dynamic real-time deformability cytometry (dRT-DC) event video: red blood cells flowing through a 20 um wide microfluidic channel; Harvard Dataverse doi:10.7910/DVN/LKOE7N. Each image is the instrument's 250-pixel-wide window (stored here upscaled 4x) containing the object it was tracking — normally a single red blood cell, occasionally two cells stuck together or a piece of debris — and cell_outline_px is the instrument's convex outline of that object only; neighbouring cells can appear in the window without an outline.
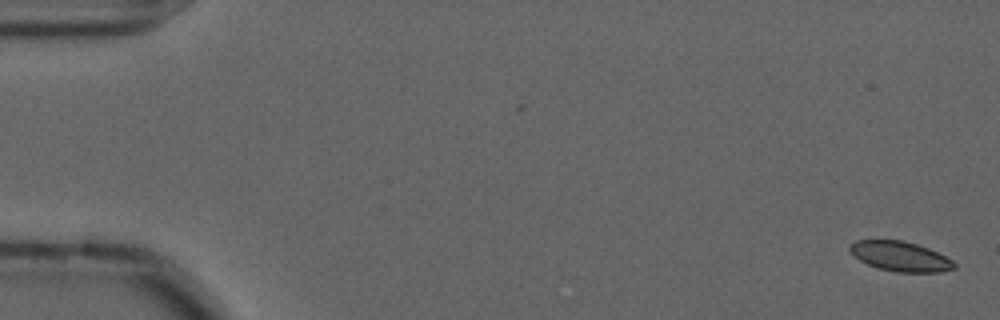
{"species": "common noctule bat (a hibernating species)", "species_latin": "Nyctalus noctula", "temperature_condition": "cold", "stored_images_in_passage": 57, "camera_frame_rate_fps": 3000, "um_per_image_px": 0.085, "animal": {"sex": "male", "forearm_length_mm": 52.5}, "frame": {"image": 1, "passage_image": 1, "time_ms": 0.0, "image_size_px": [1000, 320], "cell_outline_px": [[956, 268], [940, 272], [896, 272], [876, 268], [860, 260], [848, 248], [856, 240], [904, 240], [928, 248], [952, 260], [956, 264]], "centroid_in_image_um": [76.54, 21.8], "position_along_channel_um": 8.5, "area_um2": 17.98}}
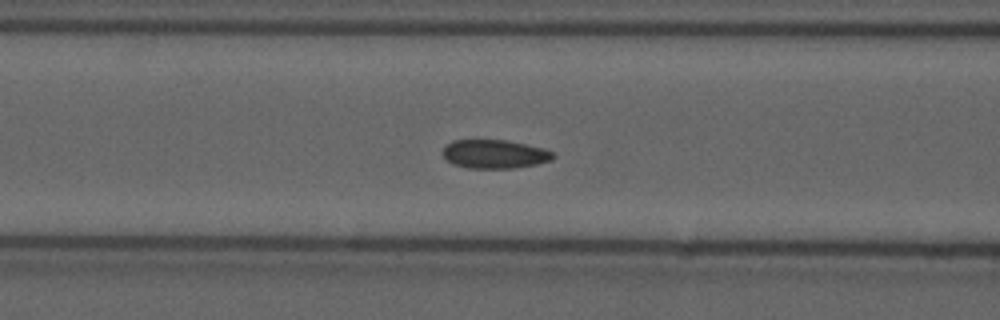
{"frame": {"image": 2, "passage_image": 23, "time_ms": 7.333, "image_size_px": [1000, 320], "cell_outline_px": [[556, 156], [552, 160], [536, 164], [512, 168], [468, 168], [452, 164], [444, 156], [444, 148], [452, 140], [504, 140], [544, 148], [556, 152]], "centroid_in_image_um": [42.09, 13.1], "position_along_channel_um": 124.5, "area_um2": 18.38}}
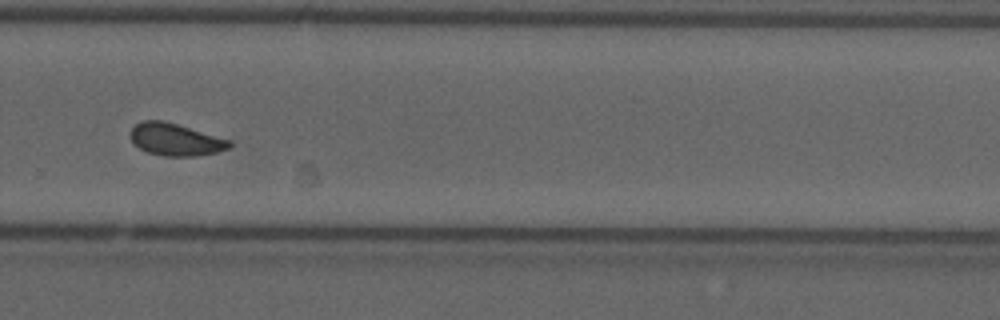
{"frame": {"image": 3, "passage_image": 39, "time_ms": 12.667, "image_size_px": [1000, 320], "cell_outline_px": [[232, 144], [228, 148], [216, 152], [196, 156], [164, 156], [148, 152], [132, 144], [132, 128], [136, 124], [144, 120], [164, 120], [232, 140]], "centroid_in_image_um": [14.93, 11.86], "position_along_channel_um": 314.9, "area_um2": 18.55}, "authors_computed_cell_mechanics": {"area_um2": 18.496, "velocity_mm_per_s": 3.5762, "shape_relaxation_time_tau1_ms": null, "shape_relaxation_time_tau2_ms": 1.6244, "deformation_change_tau1": null, "deformation_change_tau2": 0.0585}}